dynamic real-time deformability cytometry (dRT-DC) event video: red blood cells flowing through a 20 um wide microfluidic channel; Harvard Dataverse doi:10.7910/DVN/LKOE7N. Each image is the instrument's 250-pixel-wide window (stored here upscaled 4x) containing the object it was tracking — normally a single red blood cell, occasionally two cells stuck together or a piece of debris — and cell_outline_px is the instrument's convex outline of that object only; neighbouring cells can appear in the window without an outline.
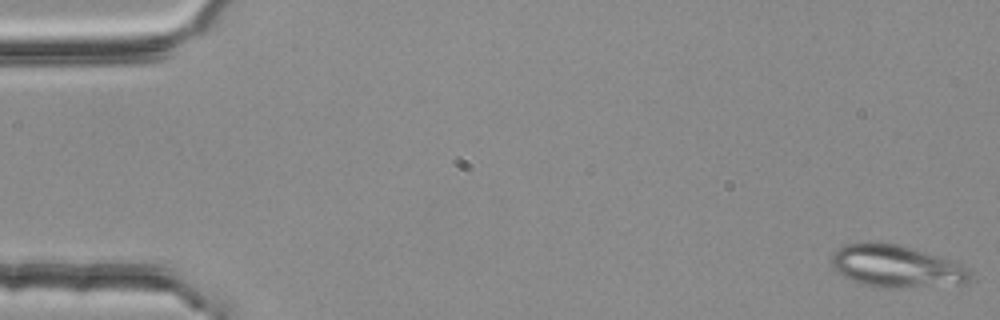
{"species": "common noctule bat (a hibernating species)", "species_latin": "Nyctalus noctula", "temperature_condition": "room temperature", "stored_images_in_passage": 4, "camera_frame_rate_fps": 3000, "um_per_image_px": 0.085, "animal": {"sex": "female", "body_mass_g": 25.1}, "frame": {"image": 1, "passage_image": 1, "time_ms": 0.0, "image_size_px": [1000, 320], "cell_outline_px": [[972, 272], [968, 284], [888, 288], [884, 288], [864, 284], [852, 280], [836, 272], [832, 264], [832, 252], [844, 244], [868, 240], [872, 240], [900, 244], [964, 264]], "centroid_in_image_um": [76.19, 22.6], "position_along_channel_um": 8.8, "area_um2": 34.8}}